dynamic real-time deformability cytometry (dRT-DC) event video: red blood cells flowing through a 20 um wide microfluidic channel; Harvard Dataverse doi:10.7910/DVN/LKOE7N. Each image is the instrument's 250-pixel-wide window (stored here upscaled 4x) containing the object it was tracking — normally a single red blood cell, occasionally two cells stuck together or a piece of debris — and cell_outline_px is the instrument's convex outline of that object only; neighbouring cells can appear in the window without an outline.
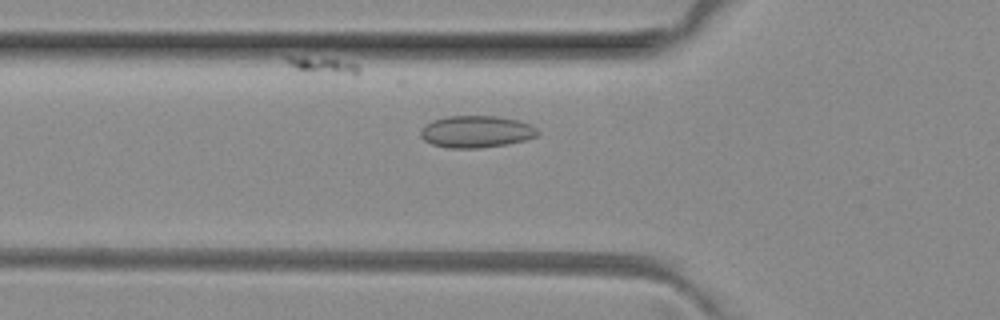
{"species": "common noctule bat (a hibernating species)", "species_latin": "Nyctalus noctula", "temperature_condition": "room temperature", "stored_images_in_passage": 37, "camera_frame_rate_fps": 3000, "um_per_image_px": 0.085, "animal": {"sex": "female", "body_mass_g": 29.2, "forearm_length_mm": 56.3}, "frame": {"image": 1, "passage_image": 8, "time_ms": 2.333, "image_size_px": [1000, 320], "cell_outline_px": [[540, 132], [536, 136], [524, 140], [508, 144], [476, 148], [448, 148], [432, 144], [424, 140], [420, 136], [420, 128], [432, 120], [448, 116], [496, 116], [516, 120], [528, 124], [536, 128]], "centroid_in_image_um": [40.44, 11.19], "position_along_channel_um": 85.4, "area_um2": 21.73}}
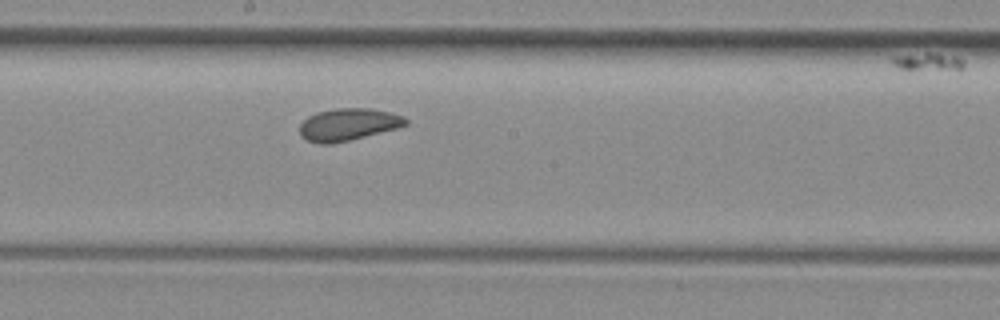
{"frame": {"image": 2, "passage_image": 18, "time_ms": 5.667, "image_size_px": [1000, 320], "cell_outline_px": [[408, 124], [396, 128], [332, 144], [320, 144], [308, 140], [300, 136], [300, 124], [308, 116], [316, 112], [336, 108], [368, 108], [388, 112], [404, 116], [408, 120]], "centroid_in_image_um": [29.57, 10.57], "position_along_channel_um": 218.6, "area_um2": 19.71}}
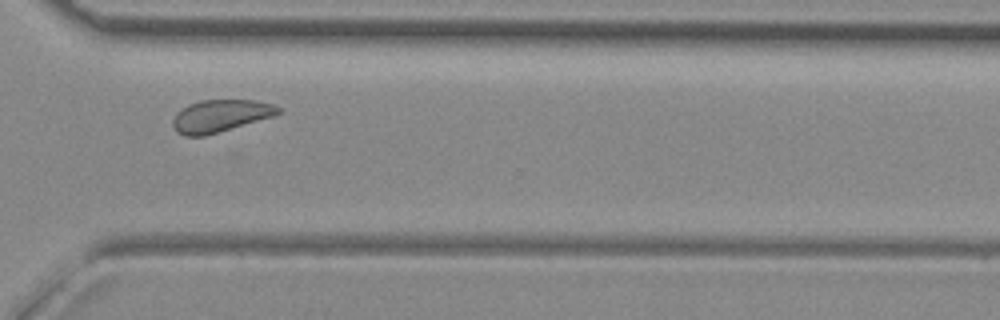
{"frame": {"image": 3, "passage_image": 28, "time_ms": 9.0, "image_size_px": [1000, 320], "cell_outline_px": [[280, 112], [272, 116], [204, 136], [184, 136], [176, 132], [172, 128], [172, 120], [176, 112], [180, 108], [188, 104], [200, 100], [256, 100], [272, 104], [280, 108]], "centroid_in_image_um": [18.64, 9.84], "position_along_channel_um": 352.0, "area_um2": 19.77}, "authors_computed_cell_mechanics": {"area_um2": 19.9988, "velocity_mm_per_s": 3.9936, "shape_relaxation_time_tau1_ms": null, "shape_relaxation_time_tau2_ms": 2.9531, "deformation_change_tau1": null, "deformation_change_tau2": 0.0792}}